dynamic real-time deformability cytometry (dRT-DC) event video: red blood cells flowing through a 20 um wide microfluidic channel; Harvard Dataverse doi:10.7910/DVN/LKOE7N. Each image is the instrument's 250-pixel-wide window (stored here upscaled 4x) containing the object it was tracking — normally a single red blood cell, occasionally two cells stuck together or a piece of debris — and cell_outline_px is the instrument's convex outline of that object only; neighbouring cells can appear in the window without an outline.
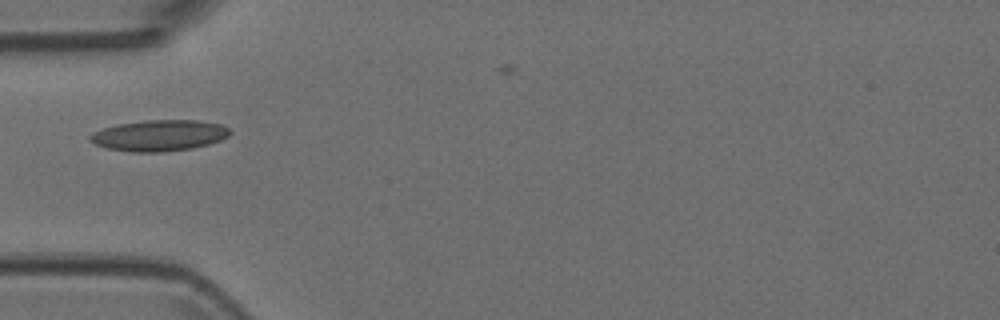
{"species": "Egyptian fruit bat (a non-hibernating species)", "species_latin": "Rousettus aegyptiacus", "temperature_condition": "room temperature", "stored_images_in_passage": 1, "camera_frame_rate_fps": 3000, "um_per_image_px": 0.085, "animal": {"sex": "female"}, "frame": {"image": 1, "passage_image": 1, "time_ms": 0.0, "image_size_px": [1000, 320], "cell_outline_px": [[232, 132], [228, 136], [220, 140], [208, 144], [192, 148], [164, 152], [132, 152], [108, 148], [96, 144], [88, 140], [88, 136], [92, 132], [116, 124], [148, 120], [196, 120], [220, 124], [228, 128]], "centroid_in_image_um": [13.52, 11.51], "position_along_channel_um": 71.5, "area_um2": 25.32}}